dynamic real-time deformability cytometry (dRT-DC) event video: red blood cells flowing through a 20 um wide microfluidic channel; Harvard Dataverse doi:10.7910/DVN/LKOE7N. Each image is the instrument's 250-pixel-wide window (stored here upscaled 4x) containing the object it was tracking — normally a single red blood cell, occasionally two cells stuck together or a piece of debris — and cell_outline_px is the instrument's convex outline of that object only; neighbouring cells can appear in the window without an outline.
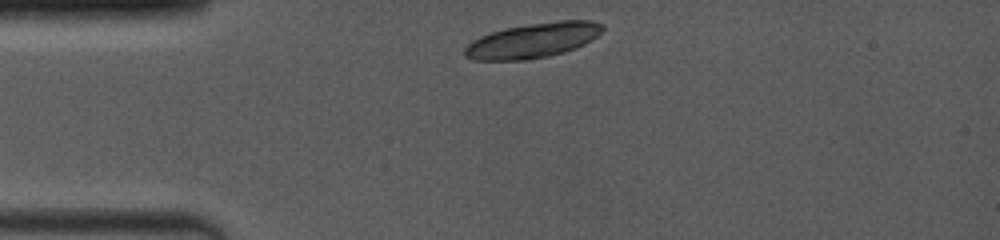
{"species": "common noctule bat (a hibernating species)", "species_latin": "Nyctalus noctula", "temperature_condition": "room temperature", "stored_images_in_passage": 3, "camera_frame_rate_fps": 4000, "um_per_image_px": 0.085, "animal": {"sex": "female", "body_mass_g": 19.0, "forearm_length_mm": 53.3}, "frame": {"image": 1, "passage_image": 1, "time_ms": 0.0, "image_size_px": [1000, 240], "cell_outline_px": [[604, 28], [596, 36], [584, 44], [548, 56], [524, 60], [472, 60], [464, 56], [464, 48], [472, 40], [480, 36], [504, 28], [560, 20], [588, 20], [604, 24]], "centroid_in_image_um": [45.25, 3.43], "position_along_channel_um": 39.8, "area_um2": 27.69}}